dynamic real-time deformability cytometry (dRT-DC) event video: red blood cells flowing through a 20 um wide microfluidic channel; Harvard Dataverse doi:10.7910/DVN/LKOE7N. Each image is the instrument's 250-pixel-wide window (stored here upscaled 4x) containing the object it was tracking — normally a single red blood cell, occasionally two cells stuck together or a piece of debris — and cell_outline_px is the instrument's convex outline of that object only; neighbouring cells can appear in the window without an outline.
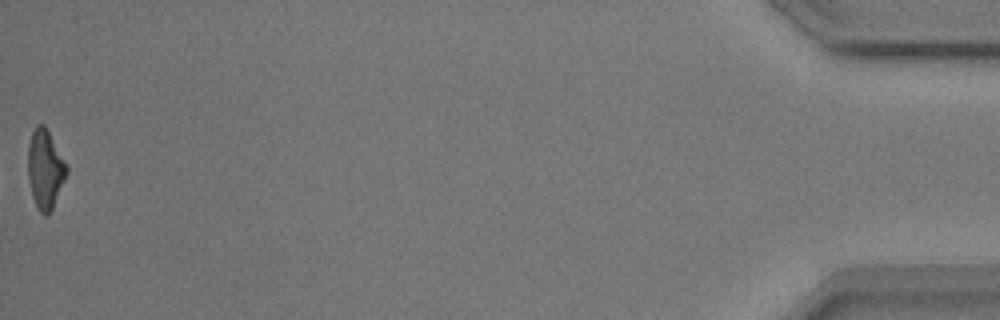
{"species": "common noctule bat (a hibernating species)", "species_latin": "Nyctalus noctula", "temperature_condition": "warm", "stored_images_in_passage": 38, "camera_frame_rate_fps": 3000, "um_per_image_px": 0.085, "animal": {"sex": "male", "body_mass_g": 17.9}, "frame": {"image": 1, "passage_image": 38, "time_ms": 12.333, "image_size_px": [1000, 320], "cell_outline_px": [[68, 172], [52, 208], [48, 216], [44, 216], [40, 212], [32, 196], [28, 180], [28, 144], [32, 132], [36, 124], [44, 124], [68, 164]], "centroid_in_image_um": [3.84, 14.36], "position_along_channel_um": 431.4, "area_um2": 17.92}, "authors_computed_cell_mechanics": {"area_um2": 18.2937, "velocity_mm_per_s": 3.8374, "shape_relaxation_time_tau1_ms": 3.5566, "shape_relaxation_time_tau2_ms": 4.3013, "deformation_change_tau1": 0.1688, "deformation_change_tau2": 0.1399}}